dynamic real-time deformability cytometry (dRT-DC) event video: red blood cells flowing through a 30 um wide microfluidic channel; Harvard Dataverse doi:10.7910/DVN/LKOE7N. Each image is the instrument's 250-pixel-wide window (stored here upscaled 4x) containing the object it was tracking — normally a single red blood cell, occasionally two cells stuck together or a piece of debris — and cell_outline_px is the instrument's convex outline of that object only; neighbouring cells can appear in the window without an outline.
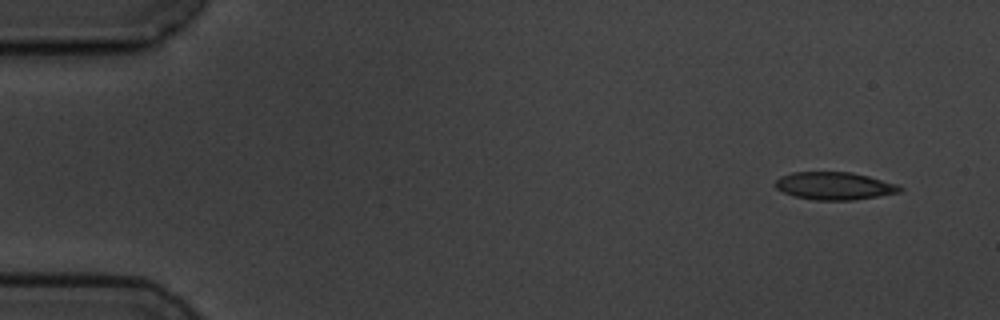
{"species": "common noctule bat (a hibernating species)", "species_latin": "Nyctalus noctula", "temperature_condition": "cold", "stored_images_in_passage": 3, "camera_frame_rate_fps": 3000, "um_per_image_px": 0.085, "animal": {"sex": "male", "body_mass_g": 19.5, "forearm_length_mm": 54.6}, "frame": {"image": 1, "passage_image": 1, "time_ms": 0.0, "image_size_px": [1000, 320], "cell_outline_px": [[904, 188], [900, 192], [852, 200], [816, 200], [796, 196], [784, 192], [776, 188], [776, 180], [780, 176], [792, 172], [852, 172], [868, 176], [896, 184]], "centroid_in_image_um": [70.92, 15.79], "position_along_channel_um": 14.1, "area_um2": 19.83}}
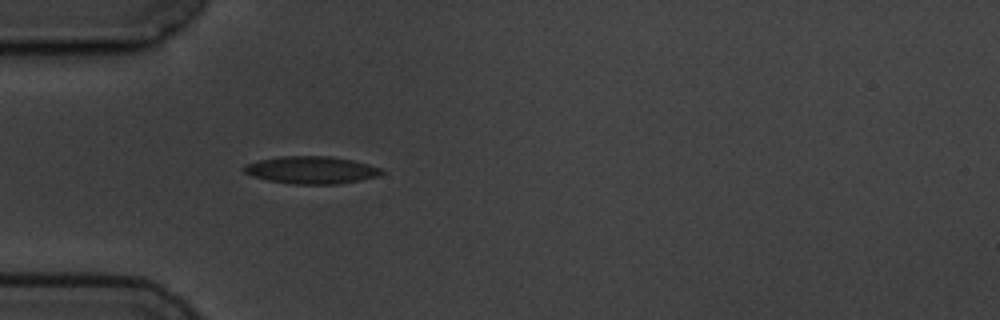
{"frame": {"image": 2, "passage_image": 3, "time_ms": 4.333, "image_size_px": [1000, 320], "cell_outline_px": [[384, 172], [376, 176], [360, 180], [336, 184], [292, 184], [268, 180], [252, 176], [244, 172], [244, 164], [256, 160], [280, 156], [332, 156], [352, 160], [368, 164], [380, 168]], "centroid_in_image_um": [26.42, 14.44], "position_along_channel_um": 58.6, "area_um2": 21.96}}